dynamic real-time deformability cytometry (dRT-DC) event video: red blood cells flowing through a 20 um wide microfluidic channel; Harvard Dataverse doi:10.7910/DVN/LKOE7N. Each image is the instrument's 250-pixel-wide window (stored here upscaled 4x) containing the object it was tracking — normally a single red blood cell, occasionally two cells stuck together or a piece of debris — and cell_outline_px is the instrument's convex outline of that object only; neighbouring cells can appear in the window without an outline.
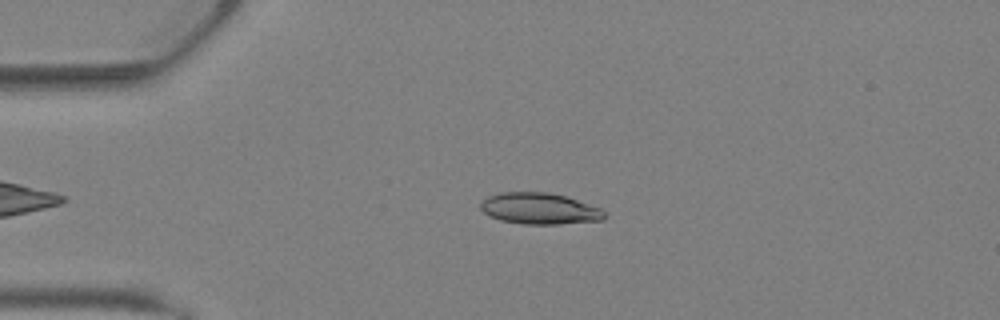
{"species": "Egyptian fruit bat (a non-hibernating species)", "species_latin": "Rousettus aegyptiacus", "temperature_condition": "warm", "stored_images_in_passage": 36, "camera_frame_rate_fps": 3000, "um_per_image_px": 0.085, "animal": {"sex": "female"}, "frame": {"image": 1, "passage_image": 8, "time_ms": 2.333, "image_size_px": [1000, 320], "cell_outline_px": [[604, 220], [560, 224], [524, 224], [500, 220], [484, 212], [480, 208], [480, 204], [488, 196], [500, 192], [548, 192], [568, 196], [600, 208], [604, 212]], "centroid_in_image_um": [45.87, 17.72], "position_along_channel_um": 39.1, "area_um2": 22.6}}
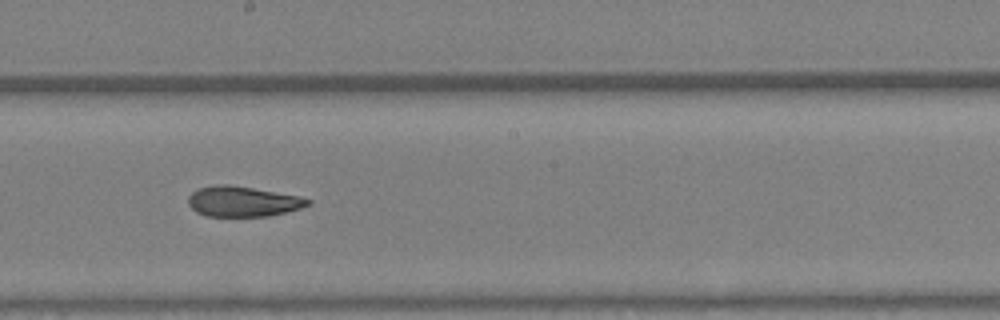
{"frame": {"image": 2, "passage_image": 20, "time_ms": 6.333, "image_size_px": [1000, 320], "cell_outline_px": [[312, 204], [300, 208], [268, 216], [208, 216], [196, 212], [188, 204], [188, 196], [192, 192], [200, 188], [216, 184], [228, 184], [300, 196], [312, 200]], "centroid_in_image_um": [20.63, 17.12], "position_along_channel_um": 227.6, "area_um2": 21.04}}
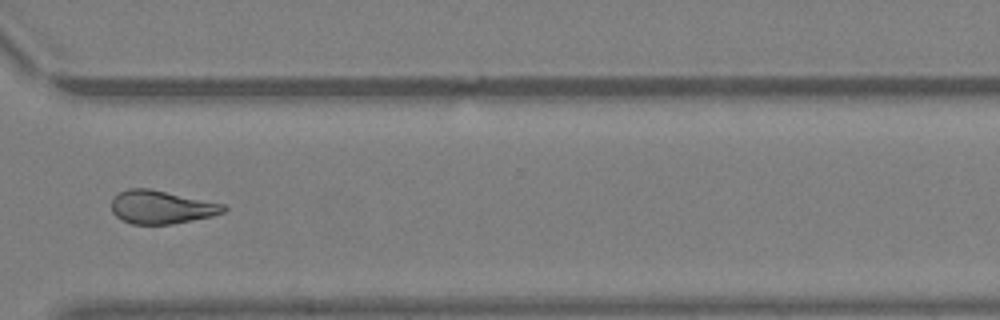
{"frame": {"image": 3, "passage_image": 27, "time_ms": 8.667, "image_size_px": [1000, 320], "cell_outline_px": [[228, 208], [224, 212], [212, 216], [172, 224], [132, 224], [116, 216], [112, 212], [112, 200], [120, 192], [128, 188], [148, 188], [224, 204]], "centroid_in_image_um": [13.72, 17.61], "position_along_channel_um": 356.9, "area_um2": 21.5}}